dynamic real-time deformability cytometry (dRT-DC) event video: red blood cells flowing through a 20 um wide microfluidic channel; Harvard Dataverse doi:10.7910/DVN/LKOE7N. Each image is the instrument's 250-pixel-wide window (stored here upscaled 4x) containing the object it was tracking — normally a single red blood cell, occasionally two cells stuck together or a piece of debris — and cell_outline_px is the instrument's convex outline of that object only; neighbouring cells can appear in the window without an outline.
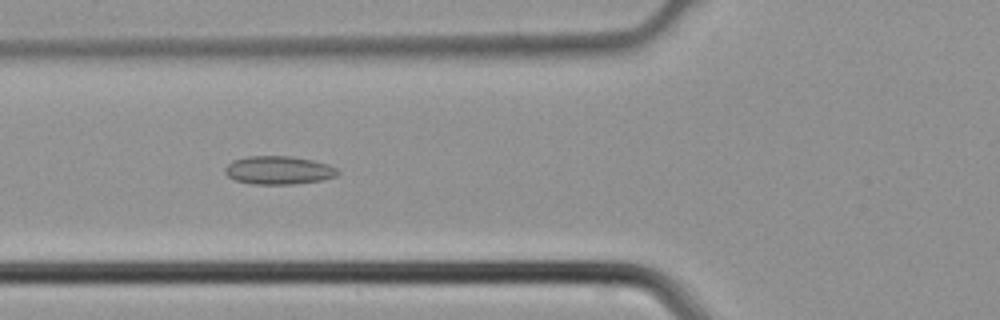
{"species": "common noctule bat (a hibernating species)", "species_latin": "Nyctalus noctula", "temperature_condition": "cold", "stored_images_in_passage": 38, "camera_frame_rate_fps": 3000, "um_per_image_px": 0.085, "animal": {"sex": "male", "body_mass_g": 21.5, "forearm_length_mm": 52.0}, "frame": {"image": 1, "passage_image": 11, "time_ms": 3.333, "image_size_px": [1000, 320], "cell_outline_px": [[340, 172], [336, 176], [320, 180], [292, 184], [252, 184], [236, 180], [228, 176], [224, 172], [224, 168], [232, 160], [248, 156], [288, 156], [312, 160], [328, 164], [336, 168]], "centroid_in_image_um": [23.66, 14.46], "position_along_channel_um": 102.1, "area_um2": 18.5}}
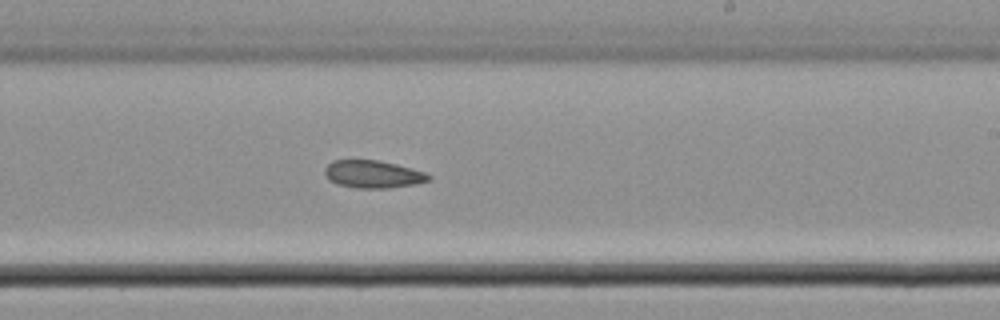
{"frame": {"image": 2, "passage_image": 21, "time_ms": 6.667, "image_size_px": [1000, 320], "cell_outline_px": [[432, 180], [416, 184], [388, 188], [356, 188], [336, 184], [328, 180], [324, 172], [324, 168], [332, 160], [376, 160], [396, 164], [424, 172], [432, 176]], "centroid_in_image_um": [31.69, 14.81], "position_along_channel_um": 257.3, "area_um2": 16.82}}
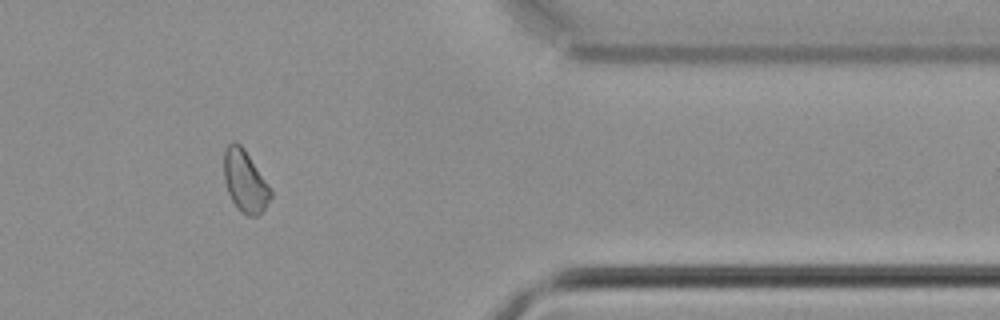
{"frame": {"image": 3, "passage_image": 31, "time_ms": 10.0, "image_size_px": [1000, 320], "cell_outline_px": [[272, 196], [264, 208], [256, 216], [248, 216], [232, 200], [228, 192], [224, 180], [224, 152], [228, 144], [240, 144], [244, 148], [268, 184], [272, 192]], "centroid_in_image_um": [20.83, 15.39], "position_along_channel_um": 390.6, "area_um2": 16.3}}